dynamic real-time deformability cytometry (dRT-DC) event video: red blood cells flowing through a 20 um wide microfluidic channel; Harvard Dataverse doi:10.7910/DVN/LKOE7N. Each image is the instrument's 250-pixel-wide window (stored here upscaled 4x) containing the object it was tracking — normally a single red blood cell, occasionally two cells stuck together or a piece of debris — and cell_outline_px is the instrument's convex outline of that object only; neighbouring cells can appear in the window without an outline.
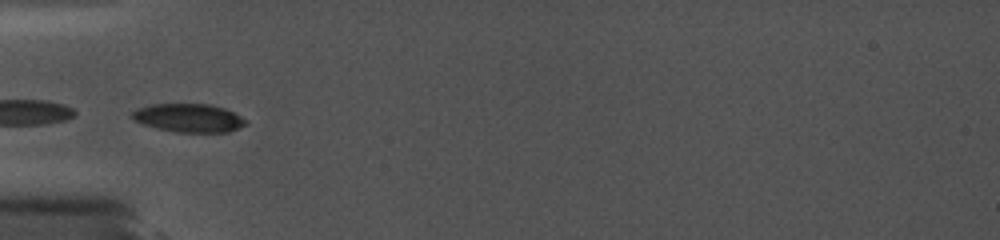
{"species": "common noctule bat (a hibernating species)", "species_latin": "Nyctalus noctula", "temperature_condition": "cold", "stored_images_in_passage": 9, "camera_frame_rate_fps": 5000, "um_per_image_px": 0.085, "animal": {"sex": "female", "body_mass_g": 19.0, "forearm_length_mm": 56.7}, "frame": {"image": 1, "passage_image": 1, "time_ms": 0.0, "image_size_px": [1000, 240], "cell_outline_px": [[248, 124], [240, 128], [228, 132], [176, 132], [156, 128], [132, 120], [132, 112], [136, 108], [152, 104], [208, 104], [224, 108], [248, 120]], "centroid_in_image_um": [16.05, 10.03], "position_along_channel_um": 68.9, "area_um2": 18.9}}
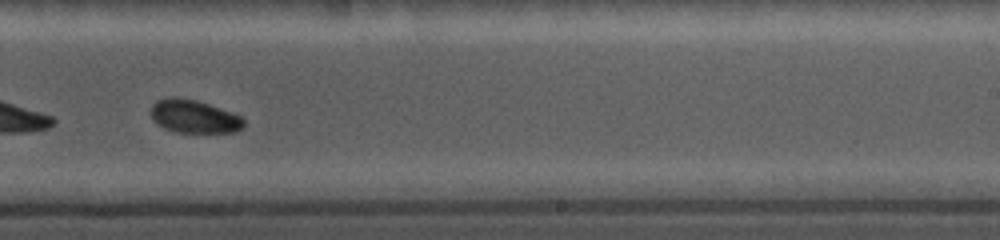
{"frame": {"image": 2, "passage_image": 7, "time_ms": 5.4, "image_size_px": [1000, 240], "cell_outline_px": [[244, 128], [236, 132], [172, 132], [156, 124], [152, 120], [152, 104], [156, 100], [168, 96], [180, 96], [196, 100], [232, 112], [240, 116], [244, 120]], "centroid_in_image_um": [16.47, 9.89], "position_along_channel_um": 272.5, "area_um2": 18.21}}